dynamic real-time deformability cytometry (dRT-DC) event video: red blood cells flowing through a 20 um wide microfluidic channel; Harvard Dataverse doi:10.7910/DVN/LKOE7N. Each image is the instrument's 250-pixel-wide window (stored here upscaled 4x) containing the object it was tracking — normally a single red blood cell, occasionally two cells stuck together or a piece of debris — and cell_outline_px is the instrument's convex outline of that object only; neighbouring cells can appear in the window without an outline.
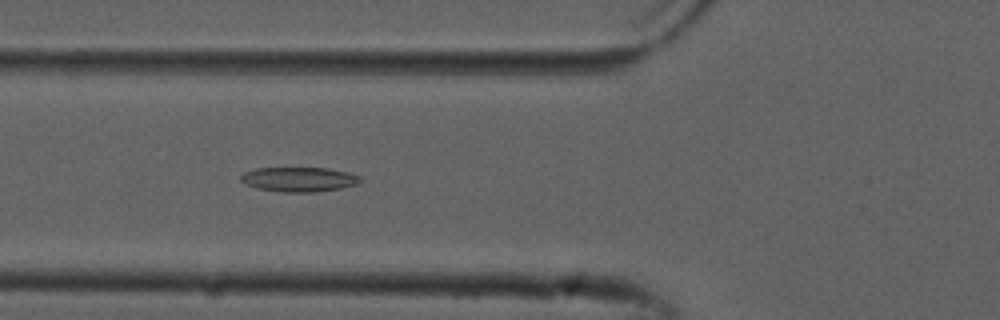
{"species": "common noctule bat (a hibernating species)", "species_latin": "Nyctalus noctula", "temperature_condition": "cold", "stored_images_in_passage": 41, "camera_frame_rate_fps": 3000, "um_per_image_px": 0.085, "animal": {"sex": "male", "forearm_length_mm": 52.5}, "frame": {"image": 1, "passage_image": 7, "time_ms": 2.0, "image_size_px": [1000, 320], "cell_outline_px": [[360, 180], [356, 184], [340, 188], [316, 192], [280, 192], [256, 188], [240, 180], [240, 176], [244, 172], [256, 168], [328, 168], [348, 172], [360, 176]], "centroid_in_image_um": [25.39, 15.24], "position_along_channel_um": 100.4, "area_um2": 17.05}}
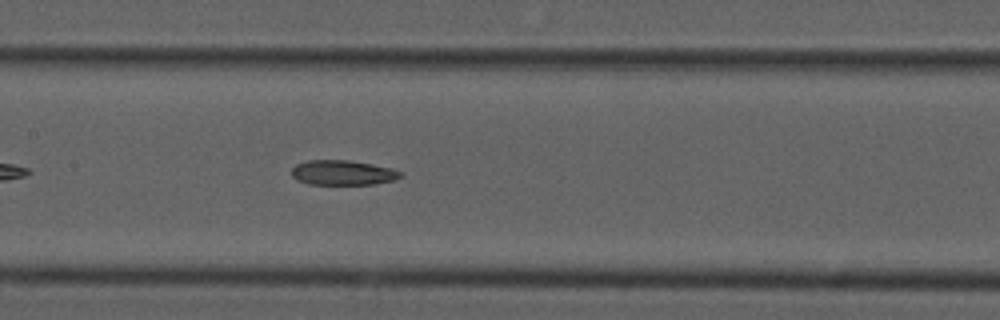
{"frame": {"image": 2, "passage_image": 13, "time_ms": 4.0, "image_size_px": [1000, 320], "cell_outline_px": [[404, 176], [392, 180], [372, 184], [308, 184], [296, 180], [292, 176], [292, 168], [296, 164], [308, 160], [348, 160], [372, 164], [392, 168], [404, 172]], "centroid_in_image_um": [29.14, 14.67], "position_along_channel_um": 178.3, "area_um2": 15.84}}
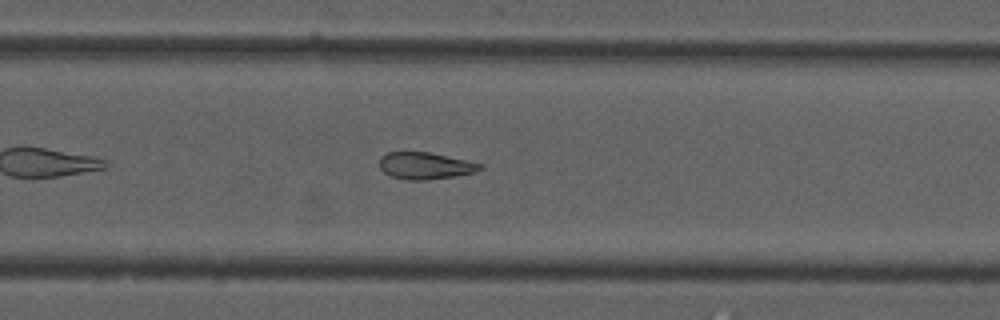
{"frame": {"image": 3, "passage_image": 22, "time_ms": 7.0, "image_size_px": [1000, 320], "cell_outline_px": [[484, 168], [476, 172], [456, 176], [428, 180], [408, 180], [392, 176], [384, 172], [380, 168], [380, 156], [388, 152], [428, 152], [484, 164]], "centroid_in_image_um": [36.17, 14.09], "position_along_channel_um": 293.6, "area_um2": 15.78}}